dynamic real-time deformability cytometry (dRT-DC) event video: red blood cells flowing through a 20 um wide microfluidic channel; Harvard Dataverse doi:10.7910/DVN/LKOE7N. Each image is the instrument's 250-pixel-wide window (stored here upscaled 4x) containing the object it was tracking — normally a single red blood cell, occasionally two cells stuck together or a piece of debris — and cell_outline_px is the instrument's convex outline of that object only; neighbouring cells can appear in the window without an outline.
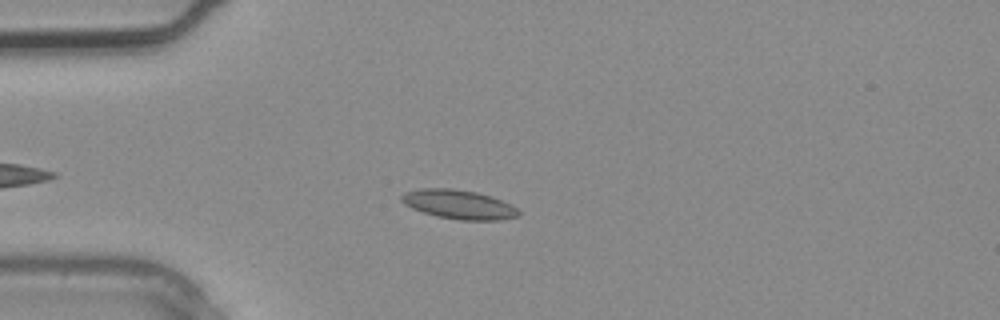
{"species": "common noctule bat (a hibernating species)", "species_latin": "Nyctalus noctula", "temperature_condition": "warm", "stored_images_in_passage": 2, "camera_frame_rate_fps": 3000, "um_per_image_px": 0.085, "animal": {"sex": "male", "body_mass_g": 20.4}, "frame": {"image": 1, "passage_image": 2, "time_ms": 0.333, "image_size_px": [1000, 320], "cell_outline_px": [[520, 212], [516, 216], [500, 220], [460, 220], [436, 216], [412, 208], [404, 204], [400, 200], [400, 196], [404, 192], [420, 188], [452, 188], [476, 192], [492, 196], [512, 204]], "centroid_in_image_um": [38.98, 17.36], "position_along_channel_um": 46.0, "area_um2": 19.94}}